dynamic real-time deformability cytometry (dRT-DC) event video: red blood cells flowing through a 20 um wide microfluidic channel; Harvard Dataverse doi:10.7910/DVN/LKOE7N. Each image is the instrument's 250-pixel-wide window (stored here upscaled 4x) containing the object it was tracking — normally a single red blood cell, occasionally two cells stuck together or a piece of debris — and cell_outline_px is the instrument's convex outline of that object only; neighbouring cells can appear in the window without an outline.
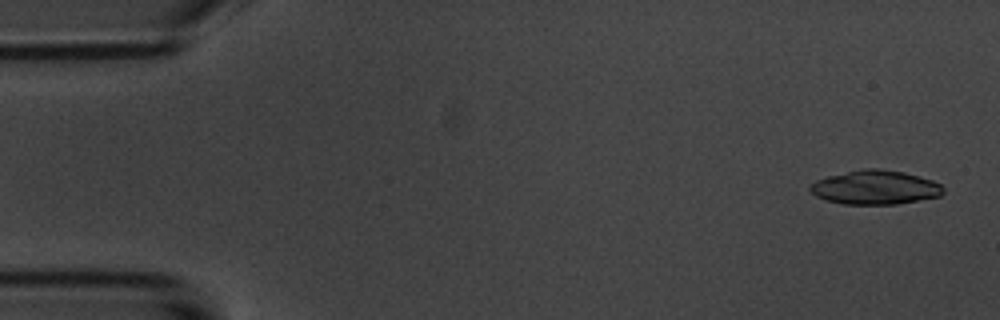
{"species": "common noctule bat (a hibernating species)", "species_latin": "Nyctalus noctula", "temperature_condition": "room temperature", "stored_images_in_passage": 5, "camera_frame_rate_fps": 3000, "um_per_image_px": 0.085, "animal": {"sex": "male", "body_mass_g": 20.1, "forearm_length_mm": 53.5}, "frame": {"image": 1, "passage_image": 1, "time_ms": 0.0, "image_size_px": [1000, 320], "cell_outline_px": [[944, 192], [940, 196], [896, 204], [844, 204], [824, 200], [816, 196], [808, 188], [816, 180], [828, 176], [864, 168], [876, 168], [904, 172], [932, 180], [940, 184], [944, 188]], "centroid_in_image_um": [74.39, 15.93], "position_along_channel_um": 10.6, "area_um2": 26.3}}
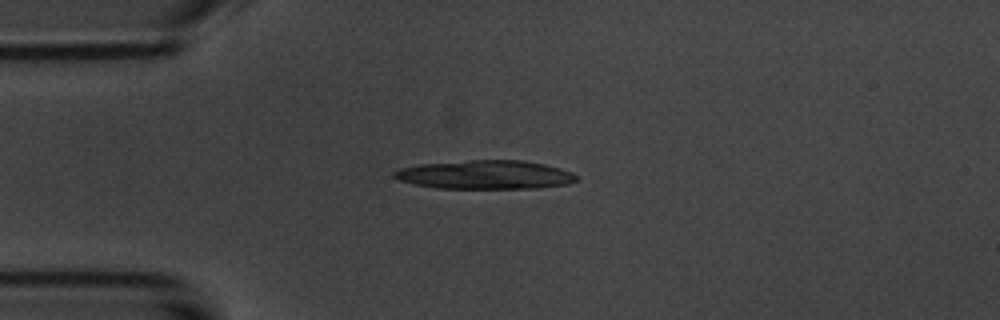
{"frame": {"image": 2, "passage_image": 4, "time_ms": 3.667, "image_size_px": [1000, 320], "cell_outline_px": [[580, 180], [568, 184], [536, 188], [436, 188], [416, 184], [400, 180], [392, 176], [392, 172], [400, 168], [420, 164], [472, 160], [520, 160], [544, 164], [560, 168], [572, 172], [580, 176]], "centroid_in_image_um": [41.3, 14.85], "position_along_channel_um": 43.7, "area_um2": 30.58}}